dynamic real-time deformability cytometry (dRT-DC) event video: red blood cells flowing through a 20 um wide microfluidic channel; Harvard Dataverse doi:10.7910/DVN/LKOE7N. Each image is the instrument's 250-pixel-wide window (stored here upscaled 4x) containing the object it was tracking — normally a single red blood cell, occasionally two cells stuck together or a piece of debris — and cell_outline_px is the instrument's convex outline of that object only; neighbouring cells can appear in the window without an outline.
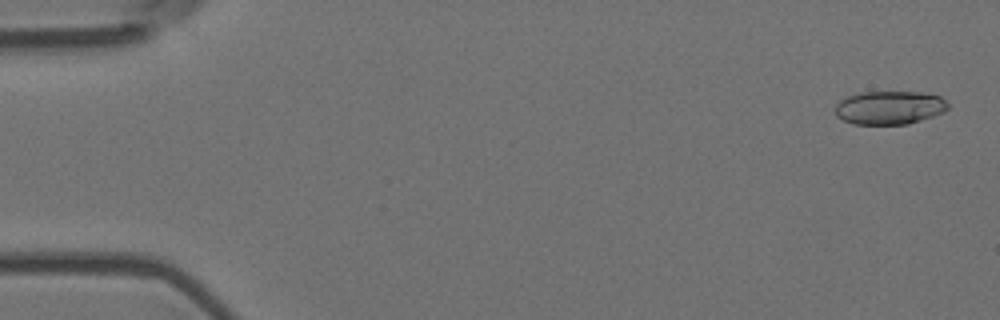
{"species": "Egyptian fruit bat (a non-hibernating species)", "species_latin": "Rousettus aegyptiacus", "temperature_condition": "room temperature", "stored_images_in_passage": 56, "camera_frame_rate_fps": 3000, "um_per_image_px": 0.085, "animal": {"sex": "female"}, "frame": {"image": 1, "passage_image": 2, "time_ms": 0.333, "image_size_px": [1000, 320], "cell_outline_px": [[948, 108], [944, 112], [908, 124], [852, 124], [836, 116], [836, 104], [840, 100], [848, 96], [864, 92], [924, 92], [940, 96], [948, 104]], "centroid_in_image_um": [75.61, 9.15], "position_along_channel_um": 9.4, "area_um2": 21.91}}
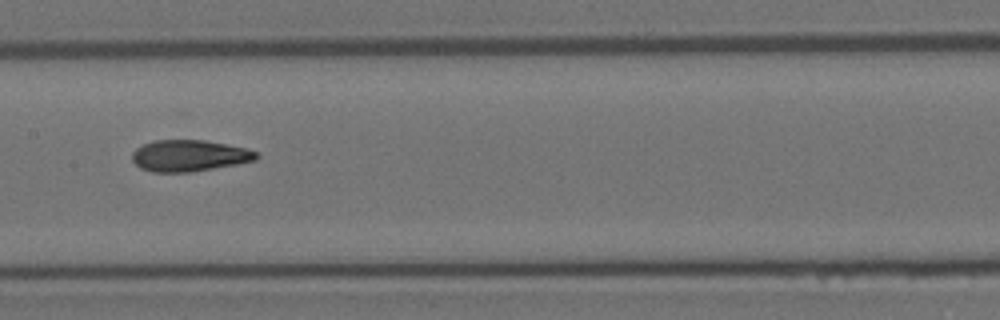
{"frame": {"image": 2, "passage_image": 28, "time_ms": 9.0, "image_size_px": [1000, 320], "cell_outline_px": [[260, 156], [256, 160], [236, 164], [192, 172], [152, 172], [140, 168], [132, 160], [132, 152], [136, 148], [144, 144], [156, 140], [204, 140], [244, 148], [256, 152]], "centroid_in_image_um": [16.06, 13.24], "position_along_channel_um": 191.3, "area_um2": 22.6}}
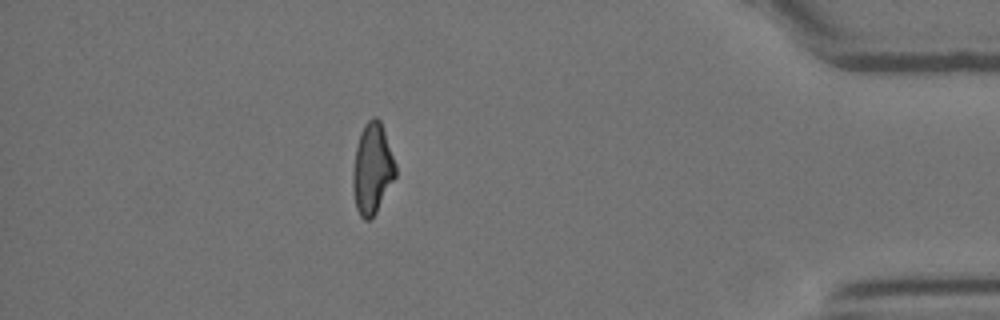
{"frame": {"image": 3, "passage_image": 49, "time_ms": 16.0, "image_size_px": [1000, 320], "cell_outline_px": [[396, 176], [376, 212], [368, 220], [364, 220], [360, 216], [356, 208], [352, 188], [352, 172], [356, 148], [360, 132], [364, 124], [372, 116], [376, 116], [380, 120], [396, 164]], "centroid_in_image_um": [31.63, 14.33], "position_along_channel_um": 403.6, "area_um2": 22.54}, "authors_computed_cell_mechanics": {"area_um2": 22.5998, "velocity_mm_per_s": 3.6683, "shape_relaxation_time_tau1_ms": null, "shape_relaxation_time_tau2_ms": 2.5665, "deformation_change_tau1": null, "deformation_change_tau2": 0.1013}}